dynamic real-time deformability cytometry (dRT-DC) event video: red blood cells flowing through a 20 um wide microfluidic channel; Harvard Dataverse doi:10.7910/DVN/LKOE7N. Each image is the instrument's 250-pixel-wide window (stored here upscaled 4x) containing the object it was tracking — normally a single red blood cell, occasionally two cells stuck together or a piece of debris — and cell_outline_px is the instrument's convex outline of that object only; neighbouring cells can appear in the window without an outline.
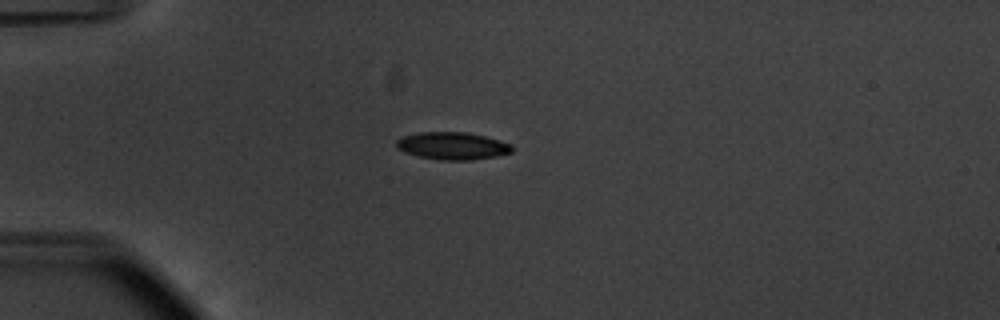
{"species": "common noctule bat (a hibernating species)", "species_latin": "Nyctalus noctula", "temperature_condition": "warm", "stored_images_in_passage": 40, "camera_frame_rate_fps": 3000, "um_per_image_px": 0.085, "animal": {"sex": "male", "body_mass_g": 20.1, "forearm_length_mm": 53.5}, "frame": {"image": 1, "passage_image": 1, "time_ms": 0.0, "image_size_px": [1000, 320], "cell_outline_px": [[516, 148], [512, 152], [496, 156], [472, 160], [440, 160], [416, 156], [404, 152], [396, 148], [396, 140], [404, 136], [420, 132], [464, 132], [484, 136], [512, 144]], "centroid_in_image_um": [38.46, 12.41], "position_along_channel_um": 46.5, "area_um2": 18.61}}
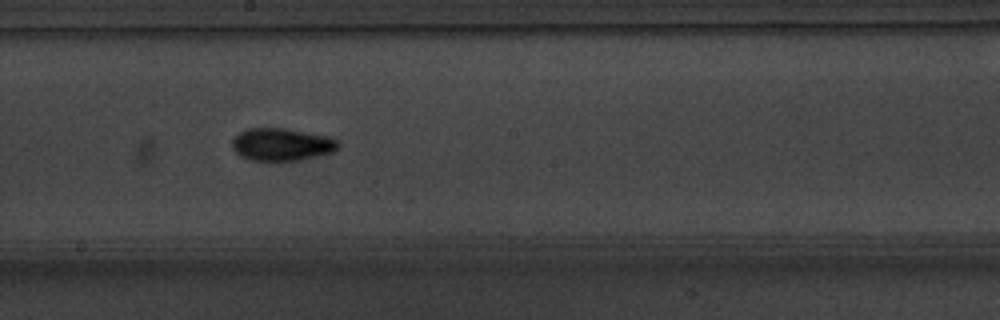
{"frame": {"image": 2, "passage_image": 17, "time_ms": 5.333, "image_size_px": [1000, 320], "cell_outline_px": [[340, 148], [336, 152], [300, 160], [252, 160], [240, 156], [232, 148], [232, 140], [240, 132], [248, 128], [284, 128], [328, 136], [340, 140]], "centroid_in_image_um": [24.01, 12.28], "position_along_channel_um": 224.2, "area_um2": 20.29}}
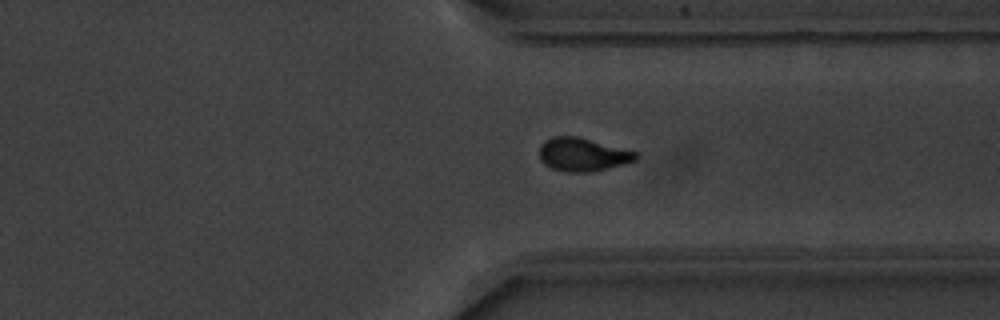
{"frame": {"image": 3, "passage_image": 28, "time_ms": 9.0, "image_size_px": [1000, 320], "cell_outline_px": [[640, 156], [636, 160], [592, 172], [564, 172], [552, 168], [544, 164], [540, 160], [540, 144], [544, 140], [552, 136], [576, 136], [636, 152]], "centroid_in_image_um": [49.48, 13.14], "position_along_channel_um": 361.9, "area_um2": 18.61}, "authors_computed_cell_mechanics": {"area_um2": 18.6116, "velocity_mm_per_s": 3.7541, "shape_relaxation_time_tau1_ms": 2.8279, "shape_relaxation_time_tau2_ms": 3.2758, "deformation_change_tau1": 0.1468, "deformation_change_tau2": 0.0801}}